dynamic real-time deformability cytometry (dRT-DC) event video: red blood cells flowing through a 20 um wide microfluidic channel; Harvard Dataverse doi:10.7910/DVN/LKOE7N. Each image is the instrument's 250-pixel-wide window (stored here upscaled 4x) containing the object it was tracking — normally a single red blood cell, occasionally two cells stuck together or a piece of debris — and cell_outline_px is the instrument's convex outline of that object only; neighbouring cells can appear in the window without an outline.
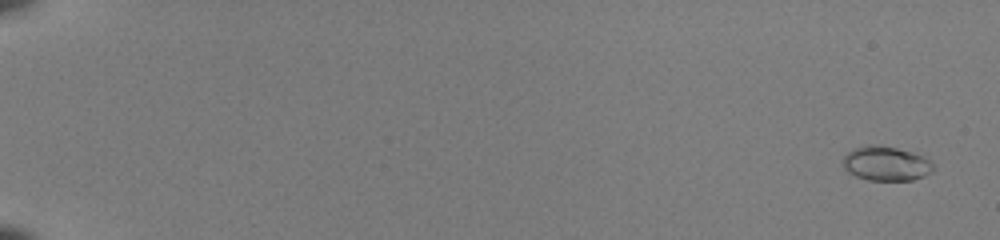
{"species": "common noctule bat (a hibernating species)", "species_latin": "Nyctalus noctula", "temperature_condition": "room temperature", "stored_images_in_passage": 54, "camera_frame_rate_fps": 3000, "um_per_image_px": 0.085, "animal": {"sex": "female", "body_mass_g": 22.0, "forearm_length_mm": 56.7}, "frame": {"image": 1, "passage_image": 3, "time_ms": 0.667, "image_size_px": [1000, 240], "cell_outline_px": [[932, 172], [924, 176], [912, 180], [868, 180], [856, 176], [848, 172], [844, 168], [840, 160], [852, 148], [868, 144], [876, 144], [896, 148], [912, 152], [928, 160], [932, 164]], "centroid_in_image_um": [75.24, 13.89], "position_along_channel_um": 9.8, "area_um2": 18.15}}
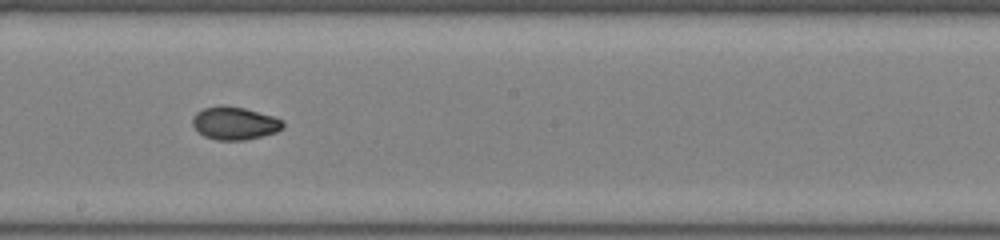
{"frame": {"image": 2, "passage_image": 34, "time_ms": 11.0, "image_size_px": [1000, 240], "cell_outline_px": [[284, 128], [276, 132], [244, 140], [216, 140], [204, 136], [192, 124], [192, 116], [196, 112], [204, 108], [220, 104], [224, 104], [244, 108], [276, 116], [284, 120]], "centroid_in_image_um": [19.96, 10.45], "position_along_channel_um": 228.2, "area_um2": 17.57}}
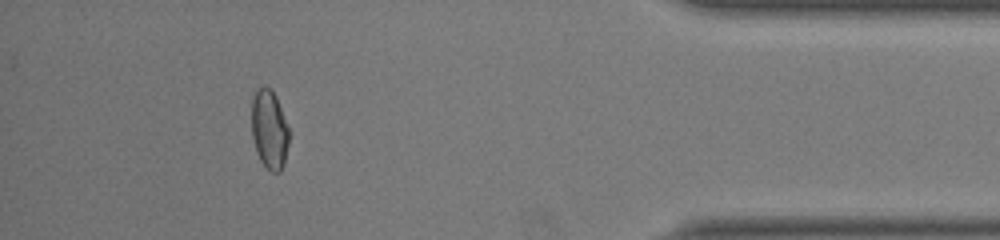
{"frame": {"image": 3, "passage_image": 50, "time_ms": 16.333, "image_size_px": [1000, 240], "cell_outline_px": [[288, 144], [284, 164], [280, 172], [272, 172], [260, 160], [256, 152], [252, 136], [252, 100], [256, 88], [272, 88], [276, 96], [288, 128]], "centroid_in_image_um": [22.88, 11.0], "position_along_channel_um": 412.3, "area_um2": 17.05}, "authors_computed_cell_mechanics": {"area_um2": 17.2244, "velocity_mm_per_s": 4.0967, "shape_relaxation_time_tau1_ms": 5.8962, "shape_relaxation_time_tau2_ms": 1.6582, "deformation_change_tau1": 0.1814, "deformation_change_tau2": 0.044}}